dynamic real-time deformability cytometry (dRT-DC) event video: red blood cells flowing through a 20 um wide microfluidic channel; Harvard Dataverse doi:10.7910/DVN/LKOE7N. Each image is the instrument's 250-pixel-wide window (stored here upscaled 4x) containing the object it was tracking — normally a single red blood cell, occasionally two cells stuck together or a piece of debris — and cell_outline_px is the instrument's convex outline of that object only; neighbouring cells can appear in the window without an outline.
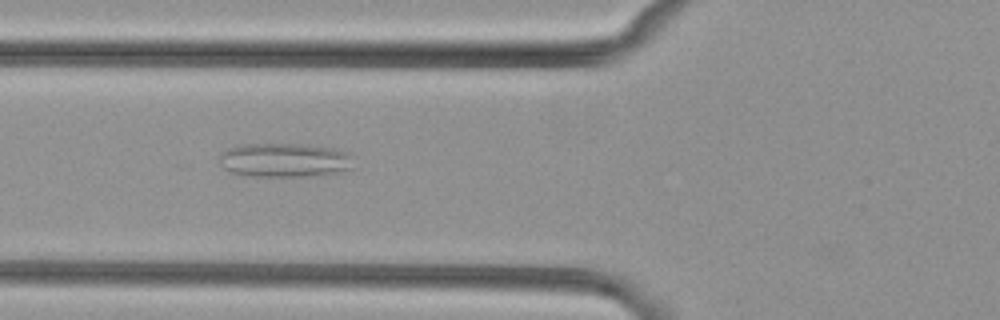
{"species": "common noctule bat (a hibernating species)", "species_latin": "Nyctalus noctula", "temperature_condition": "cold", "stored_images_in_passage": 55, "camera_frame_rate_fps": 3000, "um_per_image_px": 0.085, "animal": {"sex": "female", "body_mass_g": 29.2, "forearm_length_mm": 56.3}, "frame": {"image": 1, "passage_image": 22, "time_ms": 7.0, "image_size_px": [1000, 320], "cell_outline_px": [[352, 168], [340, 172], [308, 176], [248, 176], [232, 172], [224, 168], [220, 164], [220, 152], [236, 144], [304, 144], [332, 148], [344, 152], [352, 156]], "centroid_in_image_um": [24.15, 13.6], "position_along_channel_um": 101.7, "area_um2": 26.7}}
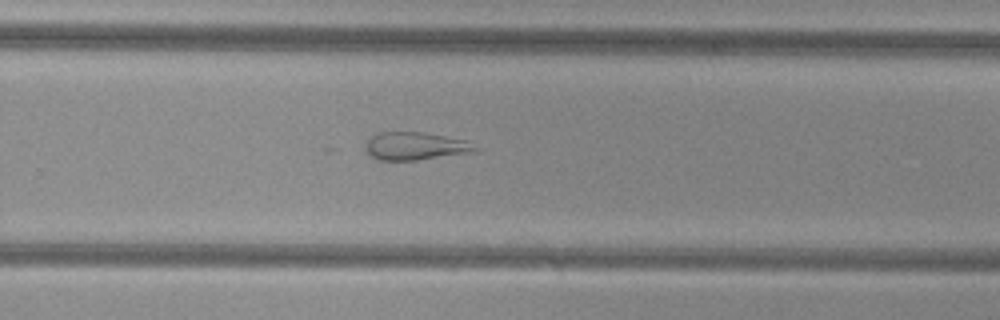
{"frame": {"image": 2, "passage_image": 37, "time_ms": 12.0, "image_size_px": [1000, 320], "cell_outline_px": [[480, 148], [476, 152], [416, 160], [376, 160], [368, 156], [364, 148], [364, 144], [368, 136], [376, 132], [424, 132], [468, 140]], "centroid_in_image_um": [35.26, 12.41], "position_along_channel_um": 294.5, "area_um2": 18.44}}
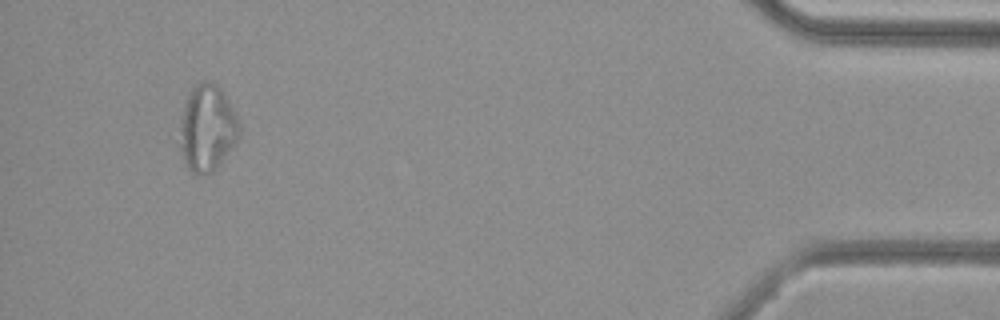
{"frame": {"image": 3, "passage_image": 52, "time_ms": 17.0, "image_size_px": [1000, 320], "cell_outline_px": [[240, 132], [236, 140], [216, 168], [212, 172], [204, 176], [196, 176], [184, 164], [180, 148], [180, 124], [184, 108], [188, 96], [192, 88], [196, 84], [204, 80], [216, 84], [220, 88], [236, 116], [240, 124]], "centroid_in_image_um": [17.59, 10.93], "position_along_channel_um": 417.6, "area_um2": 29.54}, "authors_computed_cell_mechanics": {"area_um2": 27.5128, "velocity_mm_per_s": 3.8497, "shape_relaxation_time_tau1_ms": null, "shape_relaxation_time_tau2_ms": 2.4109, "deformation_change_tau1": null, "deformation_change_tau2": 0.1178}}